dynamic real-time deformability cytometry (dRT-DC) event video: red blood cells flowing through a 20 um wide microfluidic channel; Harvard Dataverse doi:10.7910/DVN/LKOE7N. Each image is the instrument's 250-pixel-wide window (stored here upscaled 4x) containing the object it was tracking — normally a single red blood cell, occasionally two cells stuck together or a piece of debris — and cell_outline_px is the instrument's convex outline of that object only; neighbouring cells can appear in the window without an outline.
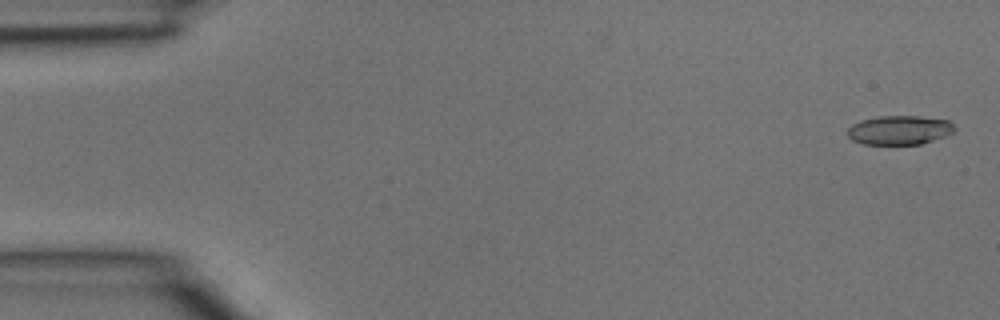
{"species": "common noctule bat (a hibernating species)", "species_latin": "Nyctalus noctula", "temperature_condition": "room temperature", "stored_images_in_passage": 4, "camera_frame_rate_fps": 3000, "um_per_image_px": 0.085, "animal": {"sex": "male", "body_mass_g": 15.6}, "frame": {"image": 1, "passage_image": 1, "time_ms": 0.0, "image_size_px": [1000, 320], "cell_outline_px": [[956, 128], [948, 136], [920, 144], [864, 144], [852, 140], [848, 136], [848, 128], [852, 124], [860, 120], [880, 116], [916, 116], [948, 120]], "centroid_in_image_um": [76.45, 11.06], "position_along_channel_um": 8.5, "area_um2": 18.15}}
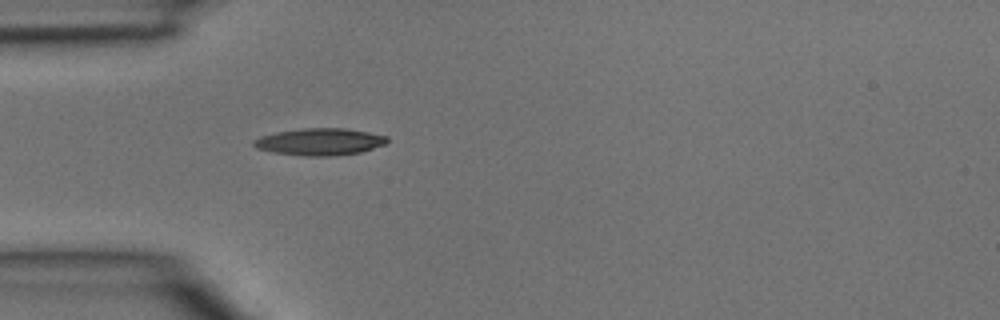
{"frame": {"image": 2, "passage_image": 4, "time_ms": 1.0, "image_size_px": [1000, 320], "cell_outline_px": [[388, 144], [360, 152], [336, 156], [304, 156], [272, 152], [256, 148], [252, 144], [252, 140], [260, 136], [276, 132], [300, 128], [344, 128], [368, 132], [388, 136]], "centroid_in_image_um": [27.18, 12.05], "position_along_channel_um": 57.8, "area_um2": 21.27}}